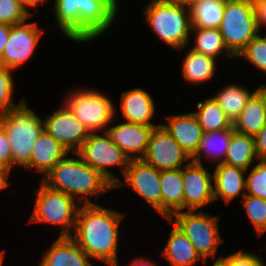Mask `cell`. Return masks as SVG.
<instances>
[{"mask_svg": "<svg viewBox=\"0 0 266 266\" xmlns=\"http://www.w3.org/2000/svg\"><path fill=\"white\" fill-rule=\"evenodd\" d=\"M124 215L98 204L81 205L71 238L90 257L118 266V230Z\"/></svg>", "mask_w": 266, "mask_h": 266, "instance_id": "obj_1", "label": "cell"}, {"mask_svg": "<svg viewBox=\"0 0 266 266\" xmlns=\"http://www.w3.org/2000/svg\"><path fill=\"white\" fill-rule=\"evenodd\" d=\"M77 154L86 164L100 172L113 185L118 183L120 179L111 174L107 167L121 166V172L124 175L130 161L121 148L111 142L105 133L104 136L90 133Z\"/></svg>", "mask_w": 266, "mask_h": 266, "instance_id": "obj_10", "label": "cell"}, {"mask_svg": "<svg viewBox=\"0 0 266 266\" xmlns=\"http://www.w3.org/2000/svg\"><path fill=\"white\" fill-rule=\"evenodd\" d=\"M254 144L257 160H266V123L254 136Z\"/></svg>", "mask_w": 266, "mask_h": 266, "instance_id": "obj_39", "label": "cell"}, {"mask_svg": "<svg viewBox=\"0 0 266 266\" xmlns=\"http://www.w3.org/2000/svg\"><path fill=\"white\" fill-rule=\"evenodd\" d=\"M257 159L254 137L236 132L232 127V136L228 143L225 164L248 170Z\"/></svg>", "mask_w": 266, "mask_h": 266, "instance_id": "obj_25", "label": "cell"}, {"mask_svg": "<svg viewBox=\"0 0 266 266\" xmlns=\"http://www.w3.org/2000/svg\"><path fill=\"white\" fill-rule=\"evenodd\" d=\"M43 256L40 266H93L90 257L71 237H58Z\"/></svg>", "mask_w": 266, "mask_h": 266, "instance_id": "obj_21", "label": "cell"}, {"mask_svg": "<svg viewBox=\"0 0 266 266\" xmlns=\"http://www.w3.org/2000/svg\"><path fill=\"white\" fill-rule=\"evenodd\" d=\"M68 154V150L43 129L32 147L30 160L25 169H35L46 174Z\"/></svg>", "mask_w": 266, "mask_h": 266, "instance_id": "obj_18", "label": "cell"}, {"mask_svg": "<svg viewBox=\"0 0 266 266\" xmlns=\"http://www.w3.org/2000/svg\"><path fill=\"white\" fill-rule=\"evenodd\" d=\"M160 187L164 218H170L174 213L184 211L182 169L160 171Z\"/></svg>", "mask_w": 266, "mask_h": 266, "instance_id": "obj_22", "label": "cell"}, {"mask_svg": "<svg viewBox=\"0 0 266 266\" xmlns=\"http://www.w3.org/2000/svg\"><path fill=\"white\" fill-rule=\"evenodd\" d=\"M257 25L260 27L266 25V0H253Z\"/></svg>", "mask_w": 266, "mask_h": 266, "instance_id": "obj_40", "label": "cell"}, {"mask_svg": "<svg viewBox=\"0 0 266 266\" xmlns=\"http://www.w3.org/2000/svg\"><path fill=\"white\" fill-rule=\"evenodd\" d=\"M11 71L12 69L0 65V113L17 105L12 99L14 83Z\"/></svg>", "mask_w": 266, "mask_h": 266, "instance_id": "obj_36", "label": "cell"}, {"mask_svg": "<svg viewBox=\"0 0 266 266\" xmlns=\"http://www.w3.org/2000/svg\"><path fill=\"white\" fill-rule=\"evenodd\" d=\"M171 2L175 3V4H179V5H184V6H188V8L190 6H192L193 4L202 1V0H170Z\"/></svg>", "mask_w": 266, "mask_h": 266, "instance_id": "obj_46", "label": "cell"}, {"mask_svg": "<svg viewBox=\"0 0 266 266\" xmlns=\"http://www.w3.org/2000/svg\"><path fill=\"white\" fill-rule=\"evenodd\" d=\"M4 253L1 251L0 252V266H3V262H4Z\"/></svg>", "mask_w": 266, "mask_h": 266, "instance_id": "obj_47", "label": "cell"}, {"mask_svg": "<svg viewBox=\"0 0 266 266\" xmlns=\"http://www.w3.org/2000/svg\"><path fill=\"white\" fill-rule=\"evenodd\" d=\"M37 25V22H25L10 26L9 39L3 49L0 65L15 70L32 56L44 33Z\"/></svg>", "mask_w": 266, "mask_h": 266, "instance_id": "obj_13", "label": "cell"}, {"mask_svg": "<svg viewBox=\"0 0 266 266\" xmlns=\"http://www.w3.org/2000/svg\"><path fill=\"white\" fill-rule=\"evenodd\" d=\"M144 15L165 44L181 50L189 43L192 26L188 7L170 0H151Z\"/></svg>", "mask_w": 266, "mask_h": 266, "instance_id": "obj_5", "label": "cell"}, {"mask_svg": "<svg viewBox=\"0 0 266 266\" xmlns=\"http://www.w3.org/2000/svg\"><path fill=\"white\" fill-rule=\"evenodd\" d=\"M226 0H202L189 7L191 26L218 29Z\"/></svg>", "mask_w": 266, "mask_h": 266, "instance_id": "obj_28", "label": "cell"}, {"mask_svg": "<svg viewBox=\"0 0 266 266\" xmlns=\"http://www.w3.org/2000/svg\"><path fill=\"white\" fill-rule=\"evenodd\" d=\"M130 266H155V264L150 263L149 260H144L142 258H139V259L137 258V259L132 261Z\"/></svg>", "mask_w": 266, "mask_h": 266, "instance_id": "obj_45", "label": "cell"}, {"mask_svg": "<svg viewBox=\"0 0 266 266\" xmlns=\"http://www.w3.org/2000/svg\"><path fill=\"white\" fill-rule=\"evenodd\" d=\"M191 31L196 32V43L191 48L194 51L217 59V56L223 53V50H226L225 56H228V58L235 57L226 47L218 29L192 27Z\"/></svg>", "mask_w": 266, "mask_h": 266, "instance_id": "obj_31", "label": "cell"}, {"mask_svg": "<svg viewBox=\"0 0 266 266\" xmlns=\"http://www.w3.org/2000/svg\"><path fill=\"white\" fill-rule=\"evenodd\" d=\"M56 23L71 41L84 43L100 37L111 27L117 0H54Z\"/></svg>", "mask_w": 266, "mask_h": 266, "instance_id": "obj_2", "label": "cell"}, {"mask_svg": "<svg viewBox=\"0 0 266 266\" xmlns=\"http://www.w3.org/2000/svg\"><path fill=\"white\" fill-rule=\"evenodd\" d=\"M0 125L11 145L13 166L25 167L29 163L32 147L43 131V120L28 108L23 99L0 113Z\"/></svg>", "mask_w": 266, "mask_h": 266, "instance_id": "obj_4", "label": "cell"}, {"mask_svg": "<svg viewBox=\"0 0 266 266\" xmlns=\"http://www.w3.org/2000/svg\"><path fill=\"white\" fill-rule=\"evenodd\" d=\"M168 124L162 125L173 139L192 157L204 134L196 115L187 113L167 116Z\"/></svg>", "mask_w": 266, "mask_h": 266, "instance_id": "obj_17", "label": "cell"}, {"mask_svg": "<svg viewBox=\"0 0 266 266\" xmlns=\"http://www.w3.org/2000/svg\"><path fill=\"white\" fill-rule=\"evenodd\" d=\"M122 116L129 123L145 126H159L150 120L155 113V105L151 95L141 88H135L122 93L121 96Z\"/></svg>", "mask_w": 266, "mask_h": 266, "instance_id": "obj_19", "label": "cell"}, {"mask_svg": "<svg viewBox=\"0 0 266 266\" xmlns=\"http://www.w3.org/2000/svg\"><path fill=\"white\" fill-rule=\"evenodd\" d=\"M63 106L52 115L47 114L43 120V129L68 152L76 154L90 133L71 110L65 104Z\"/></svg>", "mask_w": 266, "mask_h": 266, "instance_id": "obj_14", "label": "cell"}, {"mask_svg": "<svg viewBox=\"0 0 266 266\" xmlns=\"http://www.w3.org/2000/svg\"><path fill=\"white\" fill-rule=\"evenodd\" d=\"M169 219L186 235L204 263L208 257L215 258L219 244L223 242L218 216L207 215L202 210H187L176 212Z\"/></svg>", "mask_w": 266, "mask_h": 266, "instance_id": "obj_8", "label": "cell"}, {"mask_svg": "<svg viewBox=\"0 0 266 266\" xmlns=\"http://www.w3.org/2000/svg\"><path fill=\"white\" fill-rule=\"evenodd\" d=\"M266 123V110L259 96L253 91L240 115L232 123L233 129L255 136Z\"/></svg>", "mask_w": 266, "mask_h": 266, "instance_id": "obj_24", "label": "cell"}, {"mask_svg": "<svg viewBox=\"0 0 266 266\" xmlns=\"http://www.w3.org/2000/svg\"><path fill=\"white\" fill-rule=\"evenodd\" d=\"M184 209L196 211L210 202L213 196V175L207 172L203 164L193 162L184 165L182 169Z\"/></svg>", "mask_w": 266, "mask_h": 266, "instance_id": "obj_15", "label": "cell"}, {"mask_svg": "<svg viewBox=\"0 0 266 266\" xmlns=\"http://www.w3.org/2000/svg\"><path fill=\"white\" fill-rule=\"evenodd\" d=\"M218 30L228 50L237 57L260 32L253 0H226Z\"/></svg>", "mask_w": 266, "mask_h": 266, "instance_id": "obj_6", "label": "cell"}, {"mask_svg": "<svg viewBox=\"0 0 266 266\" xmlns=\"http://www.w3.org/2000/svg\"><path fill=\"white\" fill-rule=\"evenodd\" d=\"M212 266H224L223 264H222V262L221 261H219V262H214L213 264H212Z\"/></svg>", "mask_w": 266, "mask_h": 266, "instance_id": "obj_48", "label": "cell"}, {"mask_svg": "<svg viewBox=\"0 0 266 266\" xmlns=\"http://www.w3.org/2000/svg\"><path fill=\"white\" fill-rule=\"evenodd\" d=\"M0 166L6 167L9 170L13 167V157L11 145L8 142V137L0 125Z\"/></svg>", "mask_w": 266, "mask_h": 266, "instance_id": "obj_38", "label": "cell"}, {"mask_svg": "<svg viewBox=\"0 0 266 266\" xmlns=\"http://www.w3.org/2000/svg\"><path fill=\"white\" fill-rule=\"evenodd\" d=\"M198 112H195L199 125L204 133L229 129L232 122L226 117L213 97L197 103Z\"/></svg>", "mask_w": 266, "mask_h": 266, "instance_id": "obj_30", "label": "cell"}, {"mask_svg": "<svg viewBox=\"0 0 266 266\" xmlns=\"http://www.w3.org/2000/svg\"><path fill=\"white\" fill-rule=\"evenodd\" d=\"M154 127L157 126L124 122L104 130V133L111 142L121 148L129 160H134L143 158ZM134 153H139V155H134Z\"/></svg>", "mask_w": 266, "mask_h": 266, "instance_id": "obj_16", "label": "cell"}, {"mask_svg": "<svg viewBox=\"0 0 266 266\" xmlns=\"http://www.w3.org/2000/svg\"><path fill=\"white\" fill-rule=\"evenodd\" d=\"M254 92L259 96L266 110V84H262Z\"/></svg>", "mask_w": 266, "mask_h": 266, "instance_id": "obj_43", "label": "cell"}, {"mask_svg": "<svg viewBox=\"0 0 266 266\" xmlns=\"http://www.w3.org/2000/svg\"><path fill=\"white\" fill-rule=\"evenodd\" d=\"M245 194L266 200V160L254 166L246 178Z\"/></svg>", "mask_w": 266, "mask_h": 266, "instance_id": "obj_35", "label": "cell"}, {"mask_svg": "<svg viewBox=\"0 0 266 266\" xmlns=\"http://www.w3.org/2000/svg\"><path fill=\"white\" fill-rule=\"evenodd\" d=\"M10 26L11 25L9 24L0 23V59L3 54L5 44L9 39Z\"/></svg>", "mask_w": 266, "mask_h": 266, "instance_id": "obj_41", "label": "cell"}, {"mask_svg": "<svg viewBox=\"0 0 266 266\" xmlns=\"http://www.w3.org/2000/svg\"><path fill=\"white\" fill-rule=\"evenodd\" d=\"M64 104L89 133L105 129L115 115L111 100L94 89H77L71 92Z\"/></svg>", "mask_w": 266, "mask_h": 266, "instance_id": "obj_9", "label": "cell"}, {"mask_svg": "<svg viewBox=\"0 0 266 266\" xmlns=\"http://www.w3.org/2000/svg\"><path fill=\"white\" fill-rule=\"evenodd\" d=\"M244 209L257 235L266 232V200L245 194L242 199Z\"/></svg>", "mask_w": 266, "mask_h": 266, "instance_id": "obj_32", "label": "cell"}, {"mask_svg": "<svg viewBox=\"0 0 266 266\" xmlns=\"http://www.w3.org/2000/svg\"><path fill=\"white\" fill-rule=\"evenodd\" d=\"M231 136L232 126L229 129L204 133L196 153L191 157L192 161L202 164L199 155L204 153L210 160H218V164L223 163Z\"/></svg>", "mask_w": 266, "mask_h": 266, "instance_id": "obj_27", "label": "cell"}, {"mask_svg": "<svg viewBox=\"0 0 266 266\" xmlns=\"http://www.w3.org/2000/svg\"><path fill=\"white\" fill-rule=\"evenodd\" d=\"M246 170L219 163L213 172V196L214 200L223 199L226 204L241 194L243 196L246 190V179L244 173Z\"/></svg>", "mask_w": 266, "mask_h": 266, "instance_id": "obj_20", "label": "cell"}, {"mask_svg": "<svg viewBox=\"0 0 266 266\" xmlns=\"http://www.w3.org/2000/svg\"><path fill=\"white\" fill-rule=\"evenodd\" d=\"M253 93L240 85L225 86L217 95L213 96L226 117L233 123L244 109Z\"/></svg>", "mask_w": 266, "mask_h": 266, "instance_id": "obj_29", "label": "cell"}, {"mask_svg": "<svg viewBox=\"0 0 266 266\" xmlns=\"http://www.w3.org/2000/svg\"><path fill=\"white\" fill-rule=\"evenodd\" d=\"M142 160L162 171L182 169L183 162L192 159L161 124L152 130Z\"/></svg>", "mask_w": 266, "mask_h": 266, "instance_id": "obj_11", "label": "cell"}, {"mask_svg": "<svg viewBox=\"0 0 266 266\" xmlns=\"http://www.w3.org/2000/svg\"><path fill=\"white\" fill-rule=\"evenodd\" d=\"M78 158L65 157L56 163L45 175L42 182L50 189L63 192L73 198H78L80 204H95L89 196L98 197L115 189L114 185L100 172L86 164L76 153Z\"/></svg>", "mask_w": 266, "mask_h": 266, "instance_id": "obj_3", "label": "cell"}, {"mask_svg": "<svg viewBox=\"0 0 266 266\" xmlns=\"http://www.w3.org/2000/svg\"><path fill=\"white\" fill-rule=\"evenodd\" d=\"M125 183L119 181L114 188L128 186L162 214L160 171L142 159L130 160L124 173Z\"/></svg>", "mask_w": 266, "mask_h": 266, "instance_id": "obj_12", "label": "cell"}, {"mask_svg": "<svg viewBox=\"0 0 266 266\" xmlns=\"http://www.w3.org/2000/svg\"><path fill=\"white\" fill-rule=\"evenodd\" d=\"M37 198L30 222L49 223L62 226L59 237H71V227L76 224L78 210L81 206L75 198L50 189L45 184L36 190ZM78 203V205H76Z\"/></svg>", "mask_w": 266, "mask_h": 266, "instance_id": "obj_7", "label": "cell"}, {"mask_svg": "<svg viewBox=\"0 0 266 266\" xmlns=\"http://www.w3.org/2000/svg\"><path fill=\"white\" fill-rule=\"evenodd\" d=\"M9 175L10 170L0 166V191L8 187L9 182L6 179H8Z\"/></svg>", "mask_w": 266, "mask_h": 266, "instance_id": "obj_42", "label": "cell"}, {"mask_svg": "<svg viewBox=\"0 0 266 266\" xmlns=\"http://www.w3.org/2000/svg\"><path fill=\"white\" fill-rule=\"evenodd\" d=\"M22 2L26 7H34L33 9L39 8L40 3L43 5L46 0H19ZM36 6V7H35Z\"/></svg>", "mask_w": 266, "mask_h": 266, "instance_id": "obj_44", "label": "cell"}, {"mask_svg": "<svg viewBox=\"0 0 266 266\" xmlns=\"http://www.w3.org/2000/svg\"><path fill=\"white\" fill-rule=\"evenodd\" d=\"M19 0H0V23L19 25L25 23L26 19L34 15L30 13Z\"/></svg>", "mask_w": 266, "mask_h": 266, "instance_id": "obj_33", "label": "cell"}, {"mask_svg": "<svg viewBox=\"0 0 266 266\" xmlns=\"http://www.w3.org/2000/svg\"><path fill=\"white\" fill-rule=\"evenodd\" d=\"M166 220L170 224H174V228H172L168 242L161 254L172 266H195L198 260L202 258L178 226L171 219L166 218Z\"/></svg>", "mask_w": 266, "mask_h": 266, "instance_id": "obj_23", "label": "cell"}, {"mask_svg": "<svg viewBox=\"0 0 266 266\" xmlns=\"http://www.w3.org/2000/svg\"><path fill=\"white\" fill-rule=\"evenodd\" d=\"M219 261H221L224 266H265L261 258L242 250L225 257H219L216 259V262Z\"/></svg>", "mask_w": 266, "mask_h": 266, "instance_id": "obj_37", "label": "cell"}, {"mask_svg": "<svg viewBox=\"0 0 266 266\" xmlns=\"http://www.w3.org/2000/svg\"><path fill=\"white\" fill-rule=\"evenodd\" d=\"M243 57L266 74V35L259 34L237 55Z\"/></svg>", "mask_w": 266, "mask_h": 266, "instance_id": "obj_34", "label": "cell"}, {"mask_svg": "<svg viewBox=\"0 0 266 266\" xmlns=\"http://www.w3.org/2000/svg\"><path fill=\"white\" fill-rule=\"evenodd\" d=\"M182 65L184 79L197 85L213 77L216 70V59L190 49Z\"/></svg>", "mask_w": 266, "mask_h": 266, "instance_id": "obj_26", "label": "cell"}]
</instances>
